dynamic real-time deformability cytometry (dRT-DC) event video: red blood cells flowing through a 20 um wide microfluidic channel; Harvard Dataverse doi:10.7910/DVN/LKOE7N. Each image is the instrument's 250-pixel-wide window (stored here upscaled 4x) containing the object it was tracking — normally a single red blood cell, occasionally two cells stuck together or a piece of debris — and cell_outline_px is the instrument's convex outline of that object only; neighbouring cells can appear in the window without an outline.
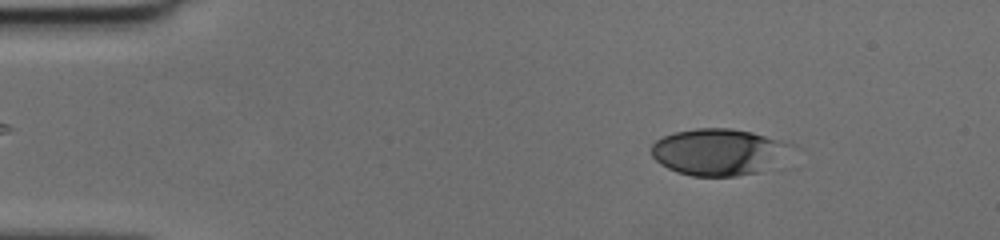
{"species": "human", "species_latin": "Homo sapiens", "temperature_condition": "cold", "stored_images_in_passage": 49, "camera_frame_rate_fps": 3000, "um_per_image_px": 0.085, "donor": {"sex": "female"}, "frame": {"image": 1, "passage_image": 7, "time_ms": 2.0, "image_size_px": [1000, 240], "cell_outline_px": [[792, 144], [756, 172], [736, 176], [692, 176], [676, 172], [660, 164], [652, 156], [652, 144], [656, 140], [664, 136], [676, 132], [696, 128], [732, 128], [752, 132], [780, 140]], "centroid_in_image_um": [60.89, 12.89], "position_along_channel_um": 24.1, "area_um2": 36.59}}
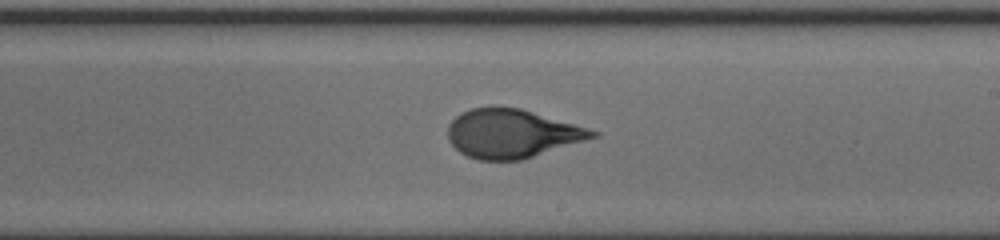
{"frame": {"image": 2, "passage_image": 29, "time_ms": 9.333, "image_size_px": [1000, 240], "cell_outline_px": [[600, 136], [520, 160], [480, 160], [468, 156], [460, 152], [448, 140], [448, 124], [460, 112], [472, 108], [520, 108], [600, 132]], "centroid_in_image_um": [43.5, 11.36], "position_along_channel_um": 245.5, "area_um2": 40.46}}
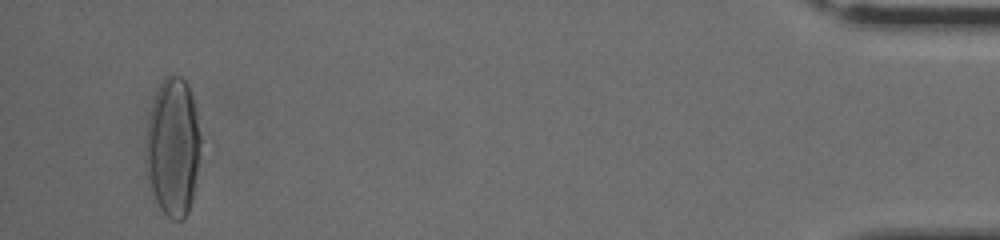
{"frame": {"image": 3, "passage_image": 47, "time_ms": 15.333, "image_size_px": [1000, 240], "cell_outline_px": [[200, 140], [196, 172], [192, 200], [188, 212], [180, 220], [172, 220], [160, 208], [152, 192], [148, 180], [148, 124], [152, 104], [160, 84], [168, 76], [180, 76], [184, 80], [192, 96], [196, 112], [200, 136]], "centroid_in_image_um": [14.72, 12.52], "position_along_channel_um": 420.5, "area_um2": 42.66}}